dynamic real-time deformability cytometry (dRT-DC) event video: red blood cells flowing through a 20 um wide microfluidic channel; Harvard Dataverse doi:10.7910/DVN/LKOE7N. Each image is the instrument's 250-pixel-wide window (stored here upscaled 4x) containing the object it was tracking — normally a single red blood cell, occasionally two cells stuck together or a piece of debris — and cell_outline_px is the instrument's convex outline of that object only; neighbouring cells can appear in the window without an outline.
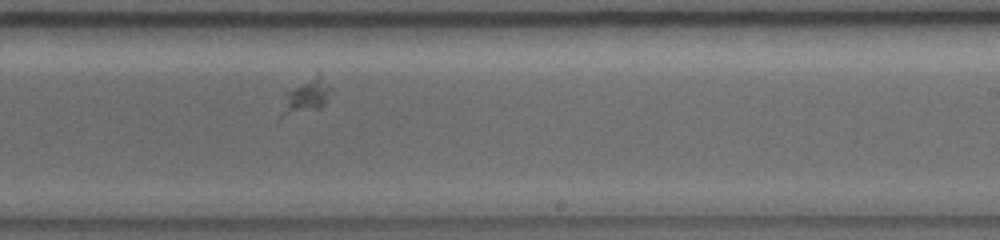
{"species": "common noctule bat (a hibernating species)", "species_latin": "Nyctalus noctula", "temperature_condition": "warm", "stored_images_in_passage": 58, "camera_frame_rate_fps": 5000, "um_per_image_px": 0.085, "animal": {"sex": "female", "body_mass_g": 19.0, "forearm_length_mm": 56.7}, "frame": {"image": 1, "passage_image": 34, "time_ms": 6.6, "image_size_px": [1000, 240], "cell_outline_px": [[332, 92], [324, 104], [320, 108], [280, 120], [276, 120], [284, 92], [316, 72], [320, 72], [332, 88]], "centroid_in_image_um": [25.92, 8.22], "position_along_channel_um": 263.1, "area_um2": 11.04}}